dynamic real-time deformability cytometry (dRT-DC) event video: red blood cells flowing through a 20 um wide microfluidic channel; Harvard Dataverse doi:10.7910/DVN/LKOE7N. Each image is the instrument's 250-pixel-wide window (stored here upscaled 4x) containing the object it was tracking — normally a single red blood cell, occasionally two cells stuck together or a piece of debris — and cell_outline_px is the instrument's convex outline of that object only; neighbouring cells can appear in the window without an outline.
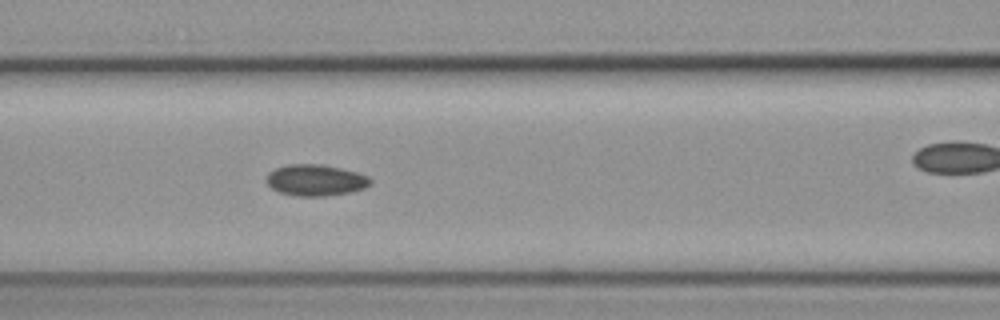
{"species": "common noctule bat (a hibernating species)", "species_latin": "Nyctalus noctula", "temperature_condition": "cold", "stored_images_in_passage": 29, "camera_frame_rate_fps": 3000, "um_per_image_px": 0.085, "animal": {"sex": "female", "body_mass_g": 19.3, "forearm_length_mm": 54.1}, "frame": {"image": 1, "passage_image": 12, "time_ms": 3.667, "image_size_px": [1000, 320], "cell_outline_px": [[372, 184], [364, 188], [348, 192], [324, 196], [296, 196], [280, 192], [272, 188], [264, 180], [268, 172], [276, 168], [288, 164], [320, 164], [340, 168], [356, 172], [368, 176], [372, 180]], "centroid_in_image_um": [26.8, 15.31], "position_along_channel_um": 139.8, "area_um2": 18.96}}